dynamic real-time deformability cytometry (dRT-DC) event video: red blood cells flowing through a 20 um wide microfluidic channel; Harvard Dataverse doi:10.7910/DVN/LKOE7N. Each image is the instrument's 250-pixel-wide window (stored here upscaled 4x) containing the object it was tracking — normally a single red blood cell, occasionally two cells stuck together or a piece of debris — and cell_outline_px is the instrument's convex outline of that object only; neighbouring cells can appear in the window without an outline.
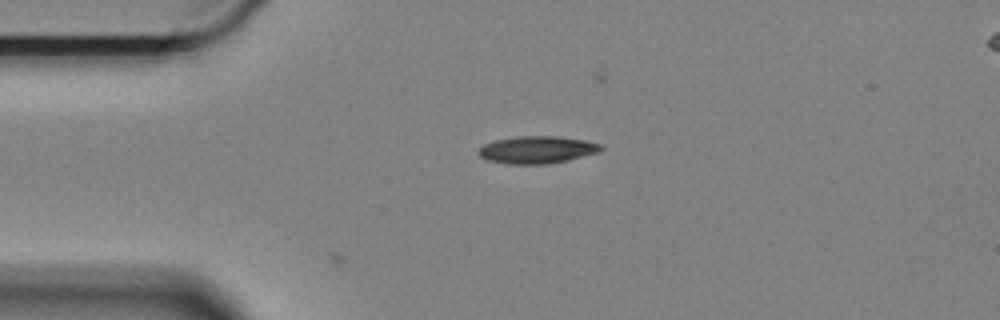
{"species": "Egyptian fruit bat (a non-hibernating species)", "species_latin": "Rousettus aegyptiacus", "temperature_condition": "cold", "stored_images_in_passage": 3, "camera_frame_rate_fps": 3000, "um_per_image_px": 0.085, "animal": {"sex": "female"}, "frame": {"image": 1, "passage_image": 1, "time_ms": 0.0, "image_size_px": [1000, 320], "cell_outline_px": [[604, 148], [600, 152], [568, 160], [548, 164], [508, 164], [488, 160], [480, 156], [476, 152], [484, 144], [496, 140], [516, 136], [556, 136], [584, 140], [604, 144]], "centroid_in_image_um": [45.69, 12.73], "position_along_channel_um": 39.3, "area_um2": 19.65}}